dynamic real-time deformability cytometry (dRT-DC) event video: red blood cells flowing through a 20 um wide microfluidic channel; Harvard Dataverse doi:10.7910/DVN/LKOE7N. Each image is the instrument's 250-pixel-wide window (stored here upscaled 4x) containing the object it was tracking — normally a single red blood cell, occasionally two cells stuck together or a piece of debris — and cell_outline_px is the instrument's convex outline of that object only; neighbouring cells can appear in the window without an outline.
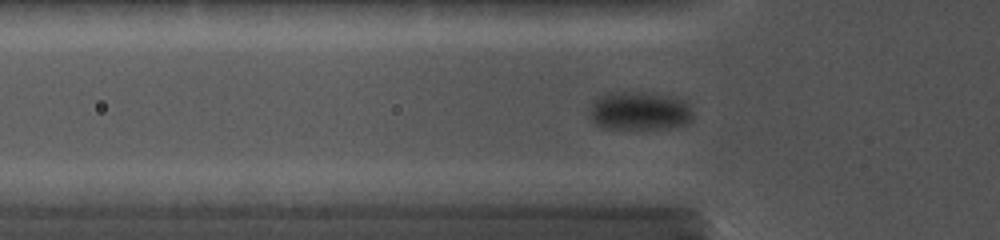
{"species": "common noctule bat (a hibernating species)", "species_latin": "Nyctalus noctula", "temperature_condition": "cold", "stored_images_in_passage": 41, "camera_frame_rate_fps": 5000, "um_per_image_px": 0.085, "animal": {"sex": "female", "body_mass_g": 19.0, "forearm_length_mm": 56.7}, "frame": {"image": 1, "passage_image": 13, "time_ms": 5.8, "image_size_px": [1000, 240], "cell_outline_px": [[692, 120], [684, 124], [668, 128], [604, 128], [596, 124], [592, 120], [592, 104], [596, 96], [608, 92], [648, 92], [672, 96], [688, 104], [692, 112]], "centroid_in_image_um": [54.35, 9.41], "position_along_channel_um": 71.4, "area_um2": 23.0}}
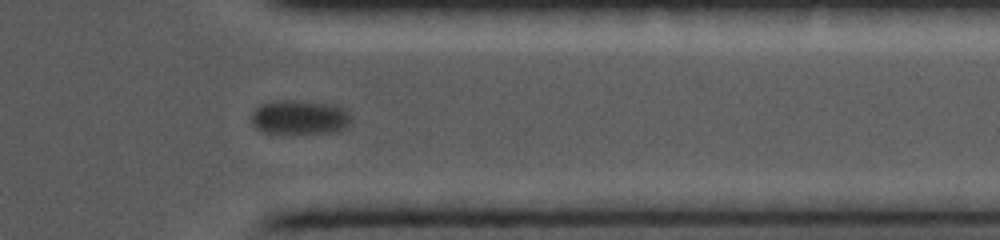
{"frame": {"image": 2, "passage_image": 34, "time_ms": 14.4, "image_size_px": [1000, 240], "cell_outline_px": [[352, 116], [348, 128], [336, 132], [264, 132], [256, 128], [252, 124], [252, 112], [260, 104], [280, 100], [292, 100], [336, 104], [348, 108]], "centroid_in_image_um": [25.56, 9.94], "position_along_channel_um": 385.8, "area_um2": 20.11}}
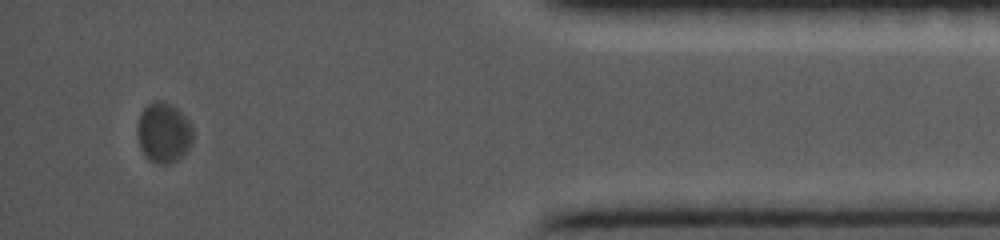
{"frame": {"image": 3, "passage_image": 39, "time_ms": 16.4, "image_size_px": [1000, 240], "cell_outline_px": [[192, 144], [176, 160], [168, 164], [156, 164], [144, 156], [140, 148], [136, 132], [136, 124], [140, 112], [148, 104], [172, 104], [188, 120], [192, 128]], "centroid_in_image_um": [13.87, 11.32], "position_along_channel_um": 421.3, "area_um2": 19.25}}